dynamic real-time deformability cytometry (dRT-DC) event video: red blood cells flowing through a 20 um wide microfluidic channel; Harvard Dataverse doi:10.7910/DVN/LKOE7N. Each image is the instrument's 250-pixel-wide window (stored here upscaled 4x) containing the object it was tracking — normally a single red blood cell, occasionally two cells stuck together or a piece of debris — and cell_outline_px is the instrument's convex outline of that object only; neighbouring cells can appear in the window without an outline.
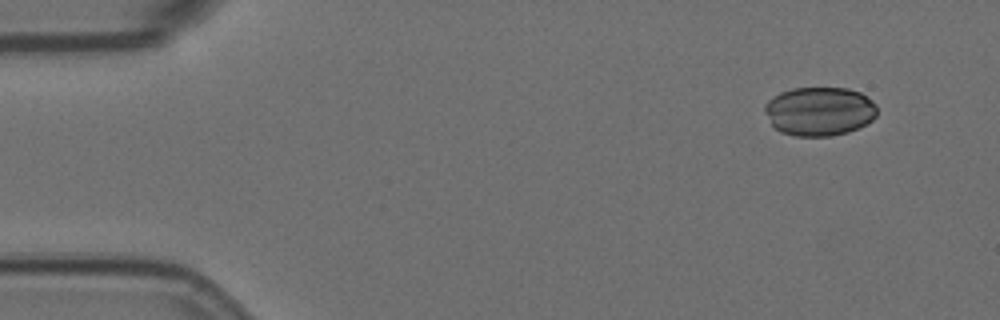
{"species": "Egyptian fruit bat (a non-hibernating species)", "species_latin": "Rousettus aegyptiacus", "temperature_condition": "room temperature", "stored_images_in_passage": 9, "camera_frame_rate_fps": 3000, "um_per_image_px": 0.085, "animal": {"sex": "female"}, "frame": {"image": 1, "passage_image": 1, "time_ms": 0.0, "image_size_px": [1000, 320], "cell_outline_px": [[876, 116], [872, 120], [848, 132], [832, 136], [796, 136], [780, 132], [772, 124], [764, 112], [764, 104], [772, 96], [780, 92], [792, 88], [848, 88], [860, 92], [876, 104]], "centroid_in_image_um": [69.62, 9.45], "position_along_channel_um": 15.4, "area_um2": 32.08}}
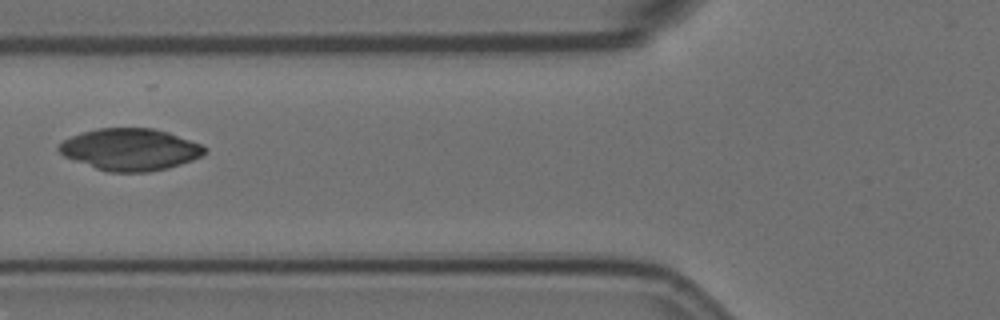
{"frame": {"image": 2, "passage_image": 6, "time_ms": 1.667, "image_size_px": [1000, 320], "cell_outline_px": [[208, 152], [192, 160], [168, 168], [148, 172], [108, 172], [96, 168], [64, 156], [56, 148], [64, 140], [72, 136], [96, 128], [152, 128], [168, 132], [200, 144], [208, 148]], "centroid_in_image_um": [11.08, 12.7], "position_along_channel_um": 114.7, "area_um2": 35.37}}
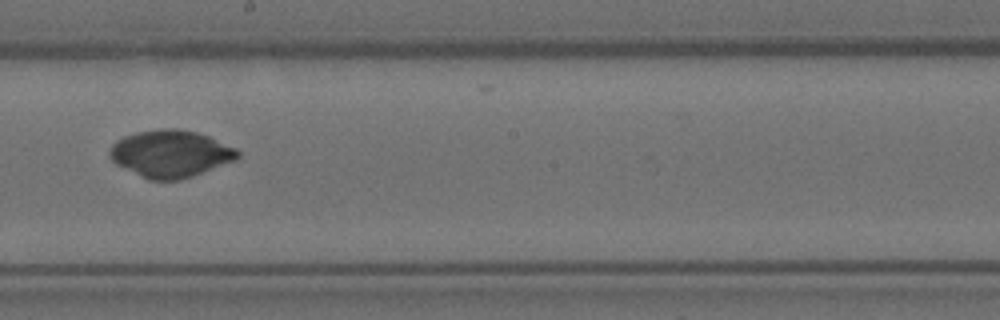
{"frame": {"image": 3, "passage_image": 9, "time_ms": 2.667, "image_size_px": [1000, 320], "cell_outline_px": [[240, 156], [236, 160], [192, 176], [180, 180], [148, 180], [116, 164], [108, 156], [108, 152], [112, 144], [116, 140], [124, 136], [136, 132], [160, 128], [176, 128], [196, 132], [208, 136], [236, 148], [240, 152]], "centroid_in_image_um": [14.48, 13.06], "position_along_channel_um": 233.7, "area_um2": 35.26}}